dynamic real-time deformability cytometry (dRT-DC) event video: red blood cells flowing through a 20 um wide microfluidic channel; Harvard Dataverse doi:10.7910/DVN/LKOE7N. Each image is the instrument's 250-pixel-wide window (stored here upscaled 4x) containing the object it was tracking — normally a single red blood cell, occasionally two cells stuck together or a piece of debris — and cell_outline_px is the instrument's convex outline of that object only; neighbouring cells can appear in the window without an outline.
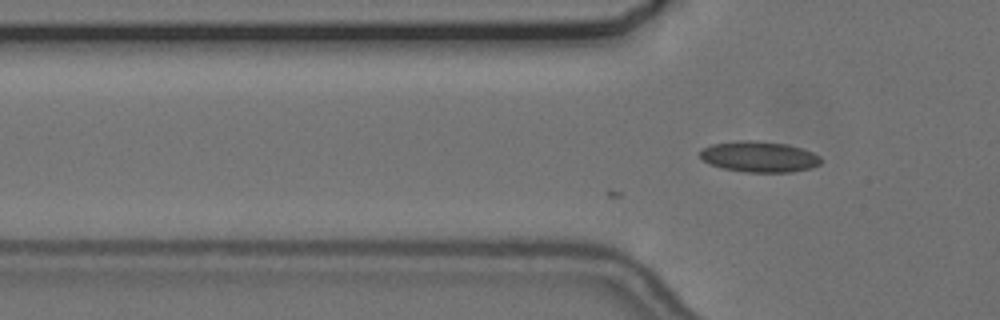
{"species": "common noctule bat (a hibernating species)", "species_latin": "Nyctalus noctula", "temperature_condition": "cold", "stored_images_in_passage": 5, "camera_frame_rate_fps": 3000, "um_per_image_px": 0.085, "animal": {"sex": "female", "body_mass_g": 24.6, "forearm_length_mm": 56.2}, "frame": {"image": 1, "passage_image": 5, "time_ms": 1.333, "image_size_px": [1000, 320], "cell_outline_px": [[824, 160], [820, 164], [812, 168], [792, 172], [744, 172], [724, 168], [708, 164], [700, 156], [700, 148], [712, 144], [740, 140], [752, 140], [788, 144], [804, 148], [820, 156]], "centroid_in_image_um": [64.56, 13.32], "position_along_channel_um": 61.2, "area_um2": 22.02}}